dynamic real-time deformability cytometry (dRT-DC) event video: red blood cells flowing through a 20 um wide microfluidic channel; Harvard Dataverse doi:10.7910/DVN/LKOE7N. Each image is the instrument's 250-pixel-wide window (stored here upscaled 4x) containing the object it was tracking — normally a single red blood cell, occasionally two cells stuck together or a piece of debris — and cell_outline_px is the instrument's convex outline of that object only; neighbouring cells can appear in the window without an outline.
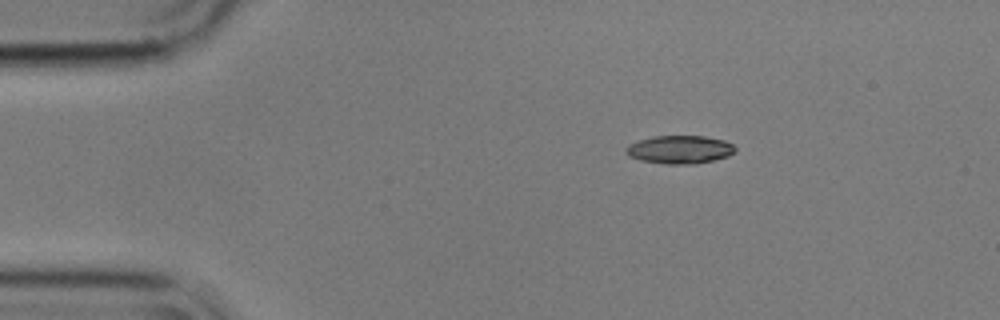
{"species": "common noctule bat (a hibernating species)", "species_latin": "Nyctalus noctula", "temperature_condition": "cold", "stored_images_in_passage": 2, "camera_frame_rate_fps": 3000, "um_per_image_px": 0.085, "animal": {"sex": "male", "body_mass_g": 17.9}, "frame": {"image": 1, "passage_image": 1, "time_ms": 0.0, "image_size_px": [1000, 320], "cell_outline_px": [[736, 152], [728, 156], [696, 164], [664, 164], [640, 160], [628, 156], [624, 152], [624, 148], [628, 144], [652, 136], [704, 136], [724, 140], [732, 144], [736, 148]], "centroid_in_image_um": [57.75, 12.71], "position_along_channel_um": 27.3, "area_um2": 18.09}}